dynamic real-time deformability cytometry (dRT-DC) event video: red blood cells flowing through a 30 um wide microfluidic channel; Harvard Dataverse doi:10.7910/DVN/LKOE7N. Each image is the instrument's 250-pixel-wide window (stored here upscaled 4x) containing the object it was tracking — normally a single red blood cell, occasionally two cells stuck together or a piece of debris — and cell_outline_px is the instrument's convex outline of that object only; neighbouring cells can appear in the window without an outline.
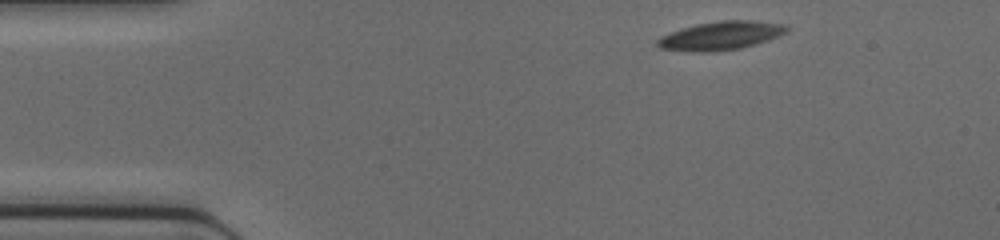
{"species": "common noctule bat (a hibernating species)", "species_latin": "Nyctalus noctula", "temperature_condition": "cold", "stored_images_in_passage": 41, "camera_frame_rate_fps": 3000, "um_per_image_px": 0.085, "animal": {"sex": "female", "body_mass_g": 17.0, "forearm_length_mm": 48.0}, "frame": {"image": 1, "passage_image": 1, "time_ms": 0.0, "image_size_px": [1000, 240], "cell_outline_px": [[788, 32], [768, 40], [740, 48], [712, 52], [692, 52], [660, 48], [656, 44], [656, 40], [660, 36], [680, 28], [696, 24], [720, 20], [752, 20], [788, 24]], "centroid_in_image_um": [61.26, 3.02], "position_along_channel_um": 23.7, "area_um2": 21.73}}
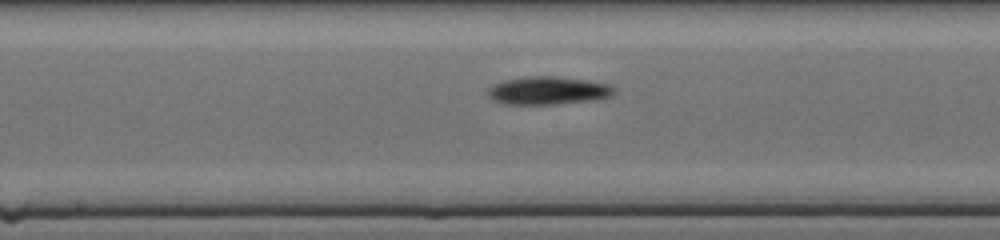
{"frame": {"image": 2, "passage_image": 18, "time_ms": 5.667, "image_size_px": [1000, 240], "cell_outline_px": [[616, 92], [612, 96], [596, 100], [552, 104], [504, 104], [492, 100], [488, 96], [488, 88], [504, 80], [532, 76], [556, 76], [588, 80], [608, 84], [616, 88]], "centroid_in_image_um": [46.63, 7.7], "position_along_channel_um": 201.6, "area_um2": 20.69}}
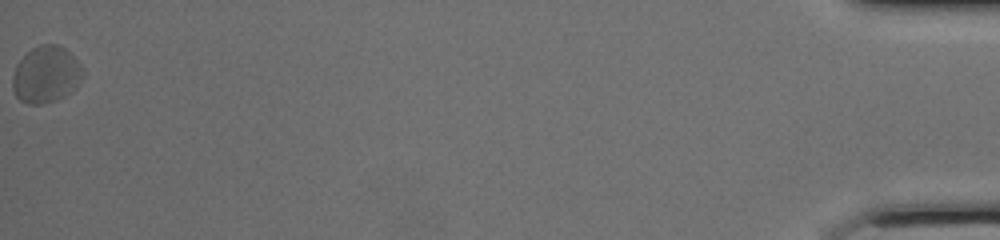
{"frame": {"image": 3, "passage_image": 41, "time_ms": 13.333, "image_size_px": [1000, 240], "cell_outline_px": [[84, 76], [76, 88], [72, 92], [56, 100], [40, 104], [28, 104], [20, 100], [16, 96], [12, 88], [12, 76], [16, 64], [32, 48], [40, 44], [56, 44], [64, 48], [84, 68]], "centroid_in_image_um": [3.92, 6.35], "position_along_channel_um": 431.3, "area_um2": 23.35}}